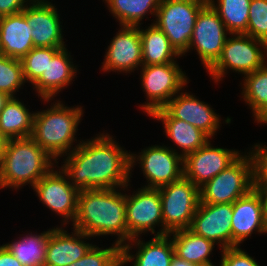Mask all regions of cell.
Listing matches in <instances>:
<instances>
[{"label": "cell", "instance_id": "obj_19", "mask_svg": "<svg viewBox=\"0 0 267 266\" xmlns=\"http://www.w3.org/2000/svg\"><path fill=\"white\" fill-rule=\"evenodd\" d=\"M232 247L241 246L253 232L267 234L264 221L262 198L252 189L248 194L233 202Z\"/></svg>", "mask_w": 267, "mask_h": 266}, {"label": "cell", "instance_id": "obj_40", "mask_svg": "<svg viewBox=\"0 0 267 266\" xmlns=\"http://www.w3.org/2000/svg\"><path fill=\"white\" fill-rule=\"evenodd\" d=\"M170 266H197L196 264L187 262L184 259L179 258L177 255L174 254L171 265Z\"/></svg>", "mask_w": 267, "mask_h": 266}, {"label": "cell", "instance_id": "obj_20", "mask_svg": "<svg viewBox=\"0 0 267 266\" xmlns=\"http://www.w3.org/2000/svg\"><path fill=\"white\" fill-rule=\"evenodd\" d=\"M71 56L67 47L61 48L52 58H48L46 70L32 85V89L44 103L55 100L57 94L73 83L78 68Z\"/></svg>", "mask_w": 267, "mask_h": 266}, {"label": "cell", "instance_id": "obj_18", "mask_svg": "<svg viewBox=\"0 0 267 266\" xmlns=\"http://www.w3.org/2000/svg\"><path fill=\"white\" fill-rule=\"evenodd\" d=\"M173 118L190 123L212 140L219 131L222 118L211 105L189 92H178L164 107Z\"/></svg>", "mask_w": 267, "mask_h": 266}, {"label": "cell", "instance_id": "obj_17", "mask_svg": "<svg viewBox=\"0 0 267 266\" xmlns=\"http://www.w3.org/2000/svg\"><path fill=\"white\" fill-rule=\"evenodd\" d=\"M57 9L49 0H33L22 11L27 24L32 27L34 47H66Z\"/></svg>", "mask_w": 267, "mask_h": 266}, {"label": "cell", "instance_id": "obj_34", "mask_svg": "<svg viewBox=\"0 0 267 266\" xmlns=\"http://www.w3.org/2000/svg\"><path fill=\"white\" fill-rule=\"evenodd\" d=\"M112 246L98 247L93 245L79 260L67 266H119L121 264V247L115 243Z\"/></svg>", "mask_w": 267, "mask_h": 266}, {"label": "cell", "instance_id": "obj_38", "mask_svg": "<svg viewBox=\"0 0 267 266\" xmlns=\"http://www.w3.org/2000/svg\"><path fill=\"white\" fill-rule=\"evenodd\" d=\"M33 0H0V17L22 12Z\"/></svg>", "mask_w": 267, "mask_h": 266}, {"label": "cell", "instance_id": "obj_31", "mask_svg": "<svg viewBox=\"0 0 267 266\" xmlns=\"http://www.w3.org/2000/svg\"><path fill=\"white\" fill-rule=\"evenodd\" d=\"M208 2L217 11L230 34H244L247 31L251 0H208Z\"/></svg>", "mask_w": 267, "mask_h": 266}, {"label": "cell", "instance_id": "obj_7", "mask_svg": "<svg viewBox=\"0 0 267 266\" xmlns=\"http://www.w3.org/2000/svg\"><path fill=\"white\" fill-rule=\"evenodd\" d=\"M226 169L200 187V203H233L253 189V163L245 151Z\"/></svg>", "mask_w": 267, "mask_h": 266}, {"label": "cell", "instance_id": "obj_36", "mask_svg": "<svg viewBox=\"0 0 267 266\" xmlns=\"http://www.w3.org/2000/svg\"><path fill=\"white\" fill-rule=\"evenodd\" d=\"M248 153L253 163V189L267 190V145L258 142Z\"/></svg>", "mask_w": 267, "mask_h": 266}, {"label": "cell", "instance_id": "obj_25", "mask_svg": "<svg viewBox=\"0 0 267 266\" xmlns=\"http://www.w3.org/2000/svg\"><path fill=\"white\" fill-rule=\"evenodd\" d=\"M243 78V82L240 83L242 100L252 110L254 122L267 125V62Z\"/></svg>", "mask_w": 267, "mask_h": 266}, {"label": "cell", "instance_id": "obj_24", "mask_svg": "<svg viewBox=\"0 0 267 266\" xmlns=\"http://www.w3.org/2000/svg\"><path fill=\"white\" fill-rule=\"evenodd\" d=\"M150 117L162 122L165 135L180 149L179 154L183 158L203 147L211 139L190 123L173 118L164 108L157 109Z\"/></svg>", "mask_w": 267, "mask_h": 266}, {"label": "cell", "instance_id": "obj_22", "mask_svg": "<svg viewBox=\"0 0 267 266\" xmlns=\"http://www.w3.org/2000/svg\"><path fill=\"white\" fill-rule=\"evenodd\" d=\"M134 237L121 247V264L132 266H170L175 254L174 246L169 234L155 236L149 241ZM144 241V242H143ZM134 246V247H133ZM137 248L136 253L131 252ZM132 248V249H131ZM131 250V252H130Z\"/></svg>", "mask_w": 267, "mask_h": 266}, {"label": "cell", "instance_id": "obj_3", "mask_svg": "<svg viewBox=\"0 0 267 266\" xmlns=\"http://www.w3.org/2000/svg\"><path fill=\"white\" fill-rule=\"evenodd\" d=\"M58 163L31 137L8 139L0 157V189L33 187Z\"/></svg>", "mask_w": 267, "mask_h": 266}, {"label": "cell", "instance_id": "obj_26", "mask_svg": "<svg viewBox=\"0 0 267 266\" xmlns=\"http://www.w3.org/2000/svg\"><path fill=\"white\" fill-rule=\"evenodd\" d=\"M138 27L142 42L143 65L172 63L182 57L170 44L168 37L154 23L146 26L147 29H140L141 25Z\"/></svg>", "mask_w": 267, "mask_h": 266}, {"label": "cell", "instance_id": "obj_1", "mask_svg": "<svg viewBox=\"0 0 267 266\" xmlns=\"http://www.w3.org/2000/svg\"><path fill=\"white\" fill-rule=\"evenodd\" d=\"M130 155V151L103 131L87 141L82 140L64 156L61 169L79 191L123 188L131 182Z\"/></svg>", "mask_w": 267, "mask_h": 266}, {"label": "cell", "instance_id": "obj_41", "mask_svg": "<svg viewBox=\"0 0 267 266\" xmlns=\"http://www.w3.org/2000/svg\"><path fill=\"white\" fill-rule=\"evenodd\" d=\"M259 192L262 202H263V211H264V221L267 228V190H256Z\"/></svg>", "mask_w": 267, "mask_h": 266}, {"label": "cell", "instance_id": "obj_30", "mask_svg": "<svg viewBox=\"0 0 267 266\" xmlns=\"http://www.w3.org/2000/svg\"><path fill=\"white\" fill-rule=\"evenodd\" d=\"M119 26H139L145 15L156 16L161 0H103ZM149 13V14H147Z\"/></svg>", "mask_w": 267, "mask_h": 266}, {"label": "cell", "instance_id": "obj_15", "mask_svg": "<svg viewBox=\"0 0 267 266\" xmlns=\"http://www.w3.org/2000/svg\"><path fill=\"white\" fill-rule=\"evenodd\" d=\"M107 46L102 71L134 73L143 65L142 42L138 26L121 25Z\"/></svg>", "mask_w": 267, "mask_h": 266}, {"label": "cell", "instance_id": "obj_5", "mask_svg": "<svg viewBox=\"0 0 267 266\" xmlns=\"http://www.w3.org/2000/svg\"><path fill=\"white\" fill-rule=\"evenodd\" d=\"M266 58L265 42L247 34H229L220 57L206 72L217 84L223 81L229 70L242 75L256 71L267 62Z\"/></svg>", "mask_w": 267, "mask_h": 266}, {"label": "cell", "instance_id": "obj_10", "mask_svg": "<svg viewBox=\"0 0 267 266\" xmlns=\"http://www.w3.org/2000/svg\"><path fill=\"white\" fill-rule=\"evenodd\" d=\"M130 163L131 175L133 166L140 164L139 168L147 181L142 187L146 188H160L184 176L183 157L177 149L171 145L168 147V144L151 145L142 149L138 155L131 152Z\"/></svg>", "mask_w": 267, "mask_h": 266}, {"label": "cell", "instance_id": "obj_29", "mask_svg": "<svg viewBox=\"0 0 267 266\" xmlns=\"http://www.w3.org/2000/svg\"><path fill=\"white\" fill-rule=\"evenodd\" d=\"M42 233H26L19 239L4 244L23 266H44L47 246L49 242V231Z\"/></svg>", "mask_w": 267, "mask_h": 266}, {"label": "cell", "instance_id": "obj_28", "mask_svg": "<svg viewBox=\"0 0 267 266\" xmlns=\"http://www.w3.org/2000/svg\"><path fill=\"white\" fill-rule=\"evenodd\" d=\"M17 97H11L0 113V133L8 139L28 138L32 132L34 112Z\"/></svg>", "mask_w": 267, "mask_h": 266}, {"label": "cell", "instance_id": "obj_44", "mask_svg": "<svg viewBox=\"0 0 267 266\" xmlns=\"http://www.w3.org/2000/svg\"><path fill=\"white\" fill-rule=\"evenodd\" d=\"M197 266H215V264H207V265H197Z\"/></svg>", "mask_w": 267, "mask_h": 266}, {"label": "cell", "instance_id": "obj_37", "mask_svg": "<svg viewBox=\"0 0 267 266\" xmlns=\"http://www.w3.org/2000/svg\"><path fill=\"white\" fill-rule=\"evenodd\" d=\"M220 266H260L254 257L250 256L240 246L221 250Z\"/></svg>", "mask_w": 267, "mask_h": 266}, {"label": "cell", "instance_id": "obj_21", "mask_svg": "<svg viewBox=\"0 0 267 266\" xmlns=\"http://www.w3.org/2000/svg\"><path fill=\"white\" fill-rule=\"evenodd\" d=\"M72 231L70 234L62 226L52 227L44 266H67L81 259L93 246L86 242L92 236L76 229Z\"/></svg>", "mask_w": 267, "mask_h": 266}, {"label": "cell", "instance_id": "obj_23", "mask_svg": "<svg viewBox=\"0 0 267 266\" xmlns=\"http://www.w3.org/2000/svg\"><path fill=\"white\" fill-rule=\"evenodd\" d=\"M31 32L23 12L0 17L1 54L21 60L34 47Z\"/></svg>", "mask_w": 267, "mask_h": 266}, {"label": "cell", "instance_id": "obj_4", "mask_svg": "<svg viewBox=\"0 0 267 266\" xmlns=\"http://www.w3.org/2000/svg\"><path fill=\"white\" fill-rule=\"evenodd\" d=\"M34 113L30 137L54 160L68 155L82 142L75 137L84 115L82 106L68 107L56 99L46 110Z\"/></svg>", "mask_w": 267, "mask_h": 266}, {"label": "cell", "instance_id": "obj_27", "mask_svg": "<svg viewBox=\"0 0 267 266\" xmlns=\"http://www.w3.org/2000/svg\"><path fill=\"white\" fill-rule=\"evenodd\" d=\"M174 252L179 258L196 265L213 264L210 255L215 245L212 241L195 234L189 228L169 233Z\"/></svg>", "mask_w": 267, "mask_h": 266}, {"label": "cell", "instance_id": "obj_13", "mask_svg": "<svg viewBox=\"0 0 267 266\" xmlns=\"http://www.w3.org/2000/svg\"><path fill=\"white\" fill-rule=\"evenodd\" d=\"M225 24L209 2L200 10L192 32L188 53L197 51L201 64L208 70L220 57L227 39Z\"/></svg>", "mask_w": 267, "mask_h": 266}, {"label": "cell", "instance_id": "obj_42", "mask_svg": "<svg viewBox=\"0 0 267 266\" xmlns=\"http://www.w3.org/2000/svg\"><path fill=\"white\" fill-rule=\"evenodd\" d=\"M10 98L11 97L7 95L6 93L0 92V113Z\"/></svg>", "mask_w": 267, "mask_h": 266}, {"label": "cell", "instance_id": "obj_33", "mask_svg": "<svg viewBox=\"0 0 267 266\" xmlns=\"http://www.w3.org/2000/svg\"><path fill=\"white\" fill-rule=\"evenodd\" d=\"M25 83L21 61L0 54V92L16 97Z\"/></svg>", "mask_w": 267, "mask_h": 266}, {"label": "cell", "instance_id": "obj_43", "mask_svg": "<svg viewBox=\"0 0 267 266\" xmlns=\"http://www.w3.org/2000/svg\"><path fill=\"white\" fill-rule=\"evenodd\" d=\"M7 139L0 133V157L4 150Z\"/></svg>", "mask_w": 267, "mask_h": 266}, {"label": "cell", "instance_id": "obj_8", "mask_svg": "<svg viewBox=\"0 0 267 266\" xmlns=\"http://www.w3.org/2000/svg\"><path fill=\"white\" fill-rule=\"evenodd\" d=\"M177 62L140 67L139 79L147 99V103L140 106L148 116L163 108L178 92L187 87L189 77Z\"/></svg>", "mask_w": 267, "mask_h": 266}, {"label": "cell", "instance_id": "obj_6", "mask_svg": "<svg viewBox=\"0 0 267 266\" xmlns=\"http://www.w3.org/2000/svg\"><path fill=\"white\" fill-rule=\"evenodd\" d=\"M208 0H161L153 23L168 37L181 55L189 48L200 10Z\"/></svg>", "mask_w": 267, "mask_h": 266}, {"label": "cell", "instance_id": "obj_2", "mask_svg": "<svg viewBox=\"0 0 267 266\" xmlns=\"http://www.w3.org/2000/svg\"><path fill=\"white\" fill-rule=\"evenodd\" d=\"M123 188L81 190L73 228L93 238L116 236L115 244L123 247L132 237L126 225V192ZM123 190V191H122ZM126 190V191H125ZM122 191V192H120Z\"/></svg>", "mask_w": 267, "mask_h": 266}, {"label": "cell", "instance_id": "obj_11", "mask_svg": "<svg viewBox=\"0 0 267 266\" xmlns=\"http://www.w3.org/2000/svg\"><path fill=\"white\" fill-rule=\"evenodd\" d=\"M126 225L128 234L140 237L150 232L163 236L162 202L159 188H138L132 195L126 194ZM156 226H160L155 231ZM157 232V233H156Z\"/></svg>", "mask_w": 267, "mask_h": 266}, {"label": "cell", "instance_id": "obj_39", "mask_svg": "<svg viewBox=\"0 0 267 266\" xmlns=\"http://www.w3.org/2000/svg\"><path fill=\"white\" fill-rule=\"evenodd\" d=\"M0 266H23L16 257L2 244L0 245Z\"/></svg>", "mask_w": 267, "mask_h": 266}, {"label": "cell", "instance_id": "obj_12", "mask_svg": "<svg viewBox=\"0 0 267 266\" xmlns=\"http://www.w3.org/2000/svg\"><path fill=\"white\" fill-rule=\"evenodd\" d=\"M53 167L32 187L42 204L58 216H62L61 226H66L75 220L79 190L69 180L61 169ZM63 223V224H62Z\"/></svg>", "mask_w": 267, "mask_h": 266}, {"label": "cell", "instance_id": "obj_32", "mask_svg": "<svg viewBox=\"0 0 267 266\" xmlns=\"http://www.w3.org/2000/svg\"><path fill=\"white\" fill-rule=\"evenodd\" d=\"M64 47H33L20 61L25 82L33 85L48 66V58H52Z\"/></svg>", "mask_w": 267, "mask_h": 266}, {"label": "cell", "instance_id": "obj_14", "mask_svg": "<svg viewBox=\"0 0 267 266\" xmlns=\"http://www.w3.org/2000/svg\"><path fill=\"white\" fill-rule=\"evenodd\" d=\"M209 140L203 147L183 158L184 177L199 188L231 165L242 153L239 150L214 147Z\"/></svg>", "mask_w": 267, "mask_h": 266}, {"label": "cell", "instance_id": "obj_35", "mask_svg": "<svg viewBox=\"0 0 267 266\" xmlns=\"http://www.w3.org/2000/svg\"><path fill=\"white\" fill-rule=\"evenodd\" d=\"M267 44V0H251L244 33Z\"/></svg>", "mask_w": 267, "mask_h": 266}, {"label": "cell", "instance_id": "obj_16", "mask_svg": "<svg viewBox=\"0 0 267 266\" xmlns=\"http://www.w3.org/2000/svg\"><path fill=\"white\" fill-rule=\"evenodd\" d=\"M232 213L233 203H200L189 229L221 250L232 247Z\"/></svg>", "mask_w": 267, "mask_h": 266}, {"label": "cell", "instance_id": "obj_9", "mask_svg": "<svg viewBox=\"0 0 267 266\" xmlns=\"http://www.w3.org/2000/svg\"><path fill=\"white\" fill-rule=\"evenodd\" d=\"M163 235L188 229L200 204V188L184 176L159 188Z\"/></svg>", "mask_w": 267, "mask_h": 266}]
</instances>
